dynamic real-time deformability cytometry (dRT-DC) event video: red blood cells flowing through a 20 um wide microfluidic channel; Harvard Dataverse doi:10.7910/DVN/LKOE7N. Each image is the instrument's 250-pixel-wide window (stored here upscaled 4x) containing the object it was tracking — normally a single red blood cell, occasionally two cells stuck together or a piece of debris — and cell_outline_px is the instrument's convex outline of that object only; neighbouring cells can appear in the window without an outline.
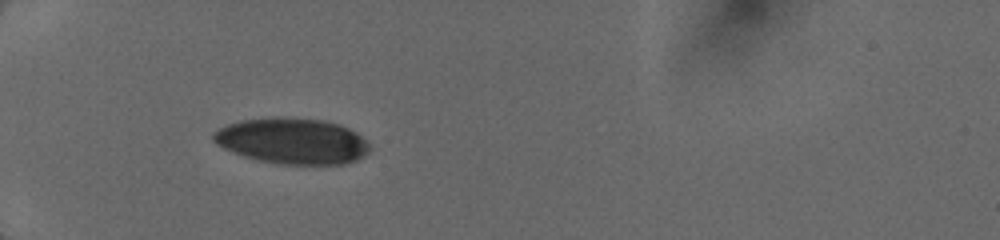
{"species": "human", "species_latin": "Homo sapiens", "temperature_condition": "cold", "stored_images_in_passage": 7, "camera_frame_rate_fps": 3000, "um_per_image_px": 0.085, "donor": {"sex": "female"}, "frame": {"image": 1, "passage_image": 6, "time_ms": 5.333, "image_size_px": [1000, 240], "cell_outline_px": [[372, 148], [364, 156], [356, 160], [344, 164], [276, 164], [256, 160], [232, 152], [216, 144], [212, 140], [212, 132], [228, 124], [240, 120], [276, 116], [324, 120], [340, 124], [348, 128], [360, 136]], "centroid_in_image_um": [24.81, 11.98], "position_along_channel_um": 60.2, "area_um2": 42.08}}